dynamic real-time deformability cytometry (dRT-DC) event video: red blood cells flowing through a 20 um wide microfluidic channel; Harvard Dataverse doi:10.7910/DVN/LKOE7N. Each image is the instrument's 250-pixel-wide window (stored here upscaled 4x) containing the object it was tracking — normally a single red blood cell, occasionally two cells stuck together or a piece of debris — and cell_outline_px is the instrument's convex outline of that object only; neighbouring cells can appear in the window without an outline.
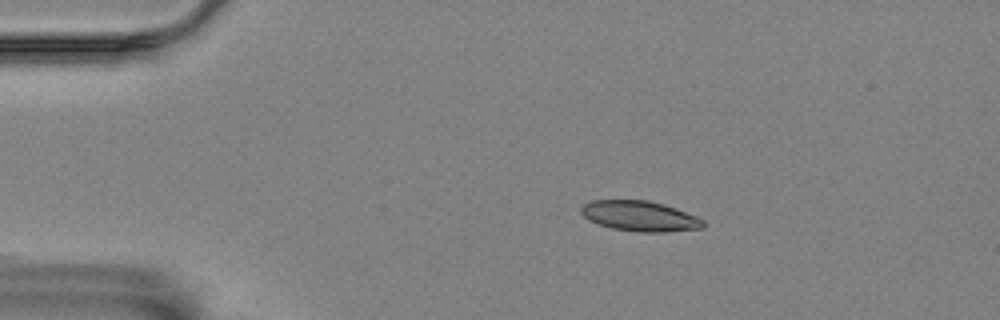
{"species": "Egyptian fruit bat (a non-hibernating species)", "species_latin": "Rousettus aegyptiacus", "temperature_condition": "room temperature", "stored_images_in_passage": 9, "camera_frame_rate_fps": 3000, "um_per_image_px": 0.085, "animal": {"sex": "female"}, "frame": {"image": 1, "passage_image": 2, "time_ms": 0.333, "image_size_px": [1000, 320], "cell_outline_px": [[704, 228], [664, 232], [640, 232], [612, 228], [588, 220], [580, 212], [580, 208], [584, 204], [592, 200], [648, 200], [664, 204], [676, 208], [696, 216], [704, 220]], "centroid_in_image_um": [54.39, 18.36], "position_along_channel_um": 30.6, "area_um2": 21.56}}
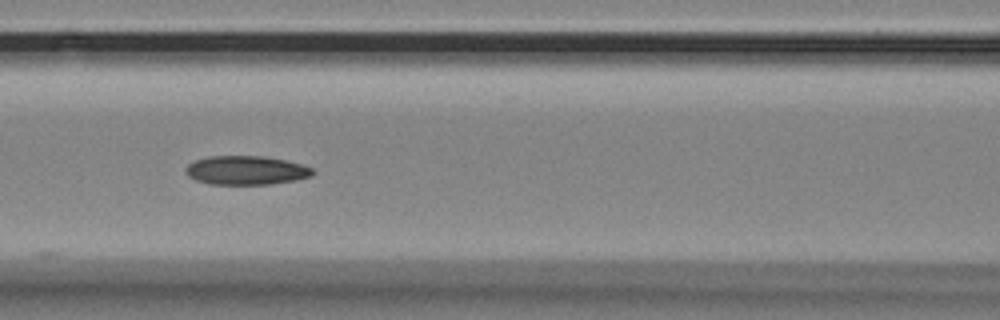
{"frame": {"image": 2, "passage_image": 6, "time_ms": 1.667, "image_size_px": [1000, 320], "cell_outline_px": [[316, 172], [312, 176], [296, 180], [272, 184], [208, 184], [196, 180], [188, 176], [184, 168], [188, 164], [196, 160], [208, 156], [260, 156], [284, 160], [300, 164], [312, 168]], "centroid_in_image_um": [20.91, 14.48], "position_along_channel_um": 145.7, "area_um2": 21.39}}
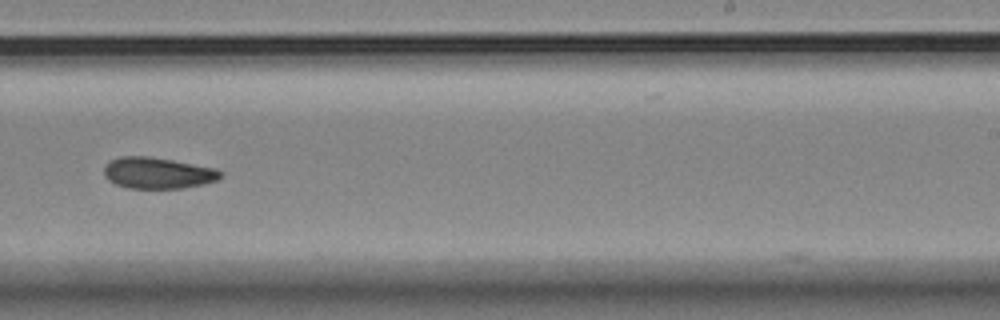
{"frame": {"image": 3, "passage_image": 9, "time_ms": 2.667, "image_size_px": [1000, 320], "cell_outline_px": [[220, 176], [216, 180], [204, 184], [184, 188], [128, 188], [116, 184], [108, 180], [104, 176], [104, 168], [112, 160], [120, 156], [148, 156], [172, 160], [216, 168], [220, 172]], "centroid_in_image_um": [13.39, 14.71], "position_along_channel_um": 275.6, "area_um2": 21.04}}